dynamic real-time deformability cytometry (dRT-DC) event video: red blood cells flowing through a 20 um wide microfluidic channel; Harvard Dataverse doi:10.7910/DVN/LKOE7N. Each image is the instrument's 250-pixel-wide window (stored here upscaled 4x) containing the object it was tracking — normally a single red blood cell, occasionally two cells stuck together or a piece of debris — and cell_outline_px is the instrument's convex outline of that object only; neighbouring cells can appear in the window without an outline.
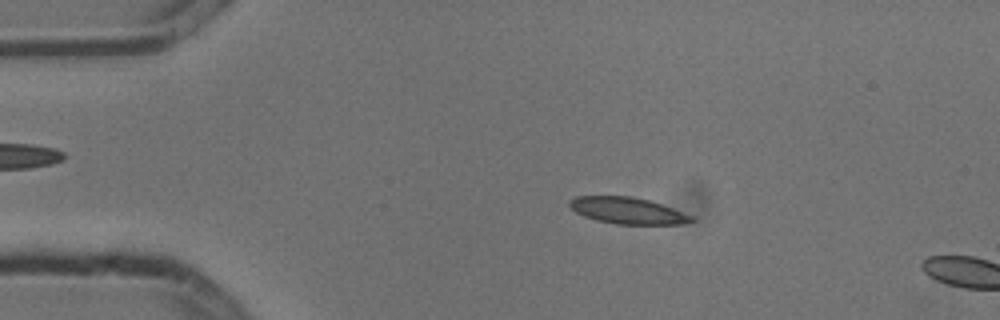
{"species": "common noctule bat (a hibernating species)", "species_latin": "Nyctalus noctula", "temperature_condition": "cold", "stored_images_in_passage": 4, "camera_frame_rate_fps": 3000, "um_per_image_px": 0.085, "animal": {"sex": "male", "body_mass_g": 13.3}, "frame": {"image": 1, "passage_image": 3, "time_ms": 0.667, "image_size_px": [1000, 320], "cell_outline_px": [[696, 220], [684, 224], [616, 224], [596, 220], [584, 216], [576, 212], [568, 204], [568, 200], [576, 196], [632, 196], [648, 200], [672, 208], [692, 216]], "centroid_in_image_um": [53.32, 17.9], "position_along_channel_um": 31.7, "area_um2": 18.73}}